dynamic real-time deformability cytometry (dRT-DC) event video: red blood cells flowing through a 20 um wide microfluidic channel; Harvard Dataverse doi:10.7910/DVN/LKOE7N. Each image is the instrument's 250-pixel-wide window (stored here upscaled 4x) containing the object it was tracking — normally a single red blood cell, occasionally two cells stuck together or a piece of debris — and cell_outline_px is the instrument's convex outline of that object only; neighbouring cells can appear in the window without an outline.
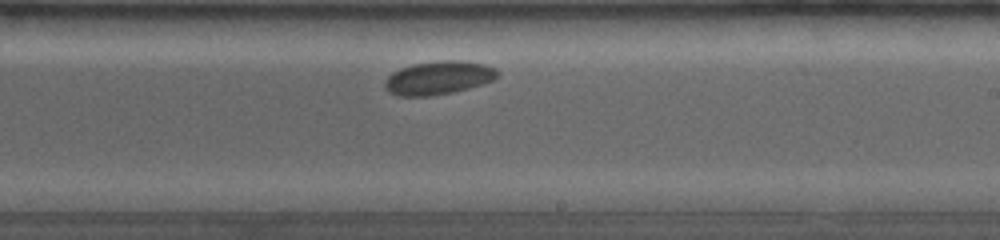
{"species": "common noctule bat (a hibernating species)", "species_latin": "Nyctalus noctula", "temperature_condition": "room temperature", "stored_images_in_passage": 15, "camera_frame_rate_fps": 4000, "um_per_image_px": 0.085, "animal": {"sex": "female", "body_mass_g": 19.0, "forearm_length_mm": 53.3}, "frame": {"image": 1, "passage_image": 9, "time_ms": 5.0, "image_size_px": [1000, 240], "cell_outline_px": [[500, 72], [492, 80], [468, 88], [452, 92], [428, 96], [400, 96], [388, 92], [384, 88], [384, 80], [392, 72], [400, 68], [412, 64], [444, 60], [460, 60], [484, 64], [496, 68]], "centroid_in_image_um": [37.23, 6.61], "position_along_channel_um": 251.8, "area_um2": 21.91}}
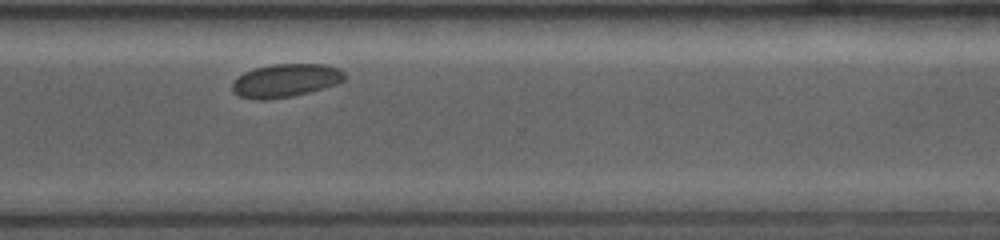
{"frame": {"image": 2, "passage_image": 13, "time_ms": 7.5, "image_size_px": [1000, 240], "cell_outline_px": [[344, 80], [336, 84], [324, 88], [292, 96], [264, 100], [256, 100], [240, 96], [232, 92], [232, 84], [244, 72], [256, 68], [272, 64], [328, 64], [340, 68], [344, 72]], "centroid_in_image_um": [24.3, 6.84], "position_along_channel_um": 346.3, "area_um2": 21.73}}
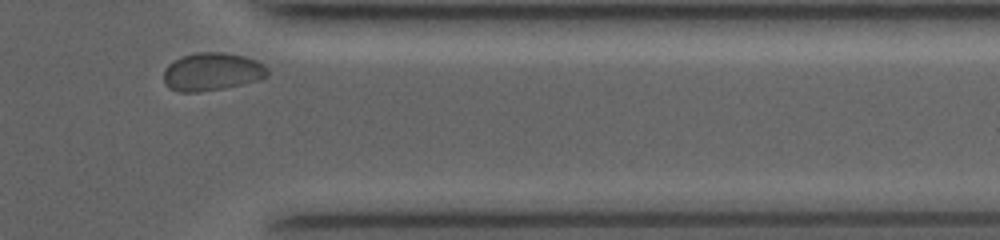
{"frame": {"image": 3, "passage_image": 15, "time_ms": 8.75, "image_size_px": [1000, 240], "cell_outline_px": [[268, 76], [260, 80], [224, 88], [200, 92], [176, 92], [168, 88], [164, 80], [164, 68], [168, 64], [184, 56], [196, 52], [224, 52], [244, 56], [256, 60], [264, 64], [268, 68]], "centroid_in_image_um": [18.03, 6.1], "position_along_channel_um": 393.4, "area_um2": 23.18}, "authors_computed_cell_mechanics": {"area_um2": 21.7328, "velocity_mm_per_s": 3.7271, "shape_relaxation_time_tau1_ms": 8.0385, "shape_relaxation_time_tau2_ms": null, "deformation_change_tau1": 0.0406, "deformation_change_tau2": null}}